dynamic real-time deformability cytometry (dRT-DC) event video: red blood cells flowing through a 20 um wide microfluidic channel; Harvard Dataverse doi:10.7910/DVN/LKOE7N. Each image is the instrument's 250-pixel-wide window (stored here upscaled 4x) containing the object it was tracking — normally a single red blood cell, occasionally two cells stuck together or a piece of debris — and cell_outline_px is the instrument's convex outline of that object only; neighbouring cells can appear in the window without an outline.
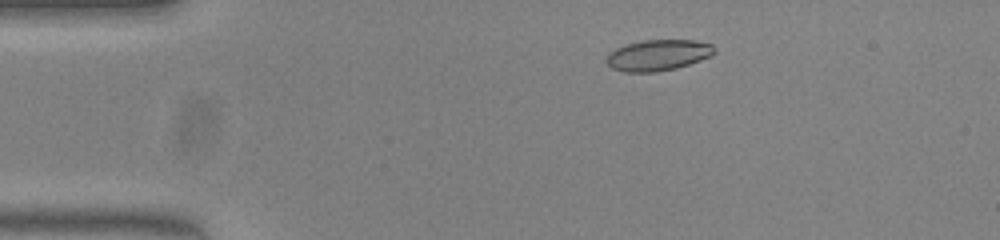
{"species": "common noctule bat (a hibernating species)", "species_latin": "Nyctalus noctula", "temperature_condition": "warm", "stored_images_in_passage": 49, "camera_frame_rate_fps": 3000, "um_per_image_px": 0.085, "animal": {"sex": "female", "body_mass_g": 23.0, "forearm_length_mm": 53.4}, "frame": {"image": 1, "passage_image": 7, "time_ms": 2.0, "image_size_px": [1000, 240], "cell_outline_px": [[716, 52], [700, 60], [676, 68], [652, 72], [624, 72], [612, 68], [604, 60], [608, 52], [624, 44], [644, 40], [696, 40], [712, 44], [716, 48]], "centroid_in_image_um": [55.9, 4.68], "position_along_channel_um": 29.1, "area_um2": 19.59}}
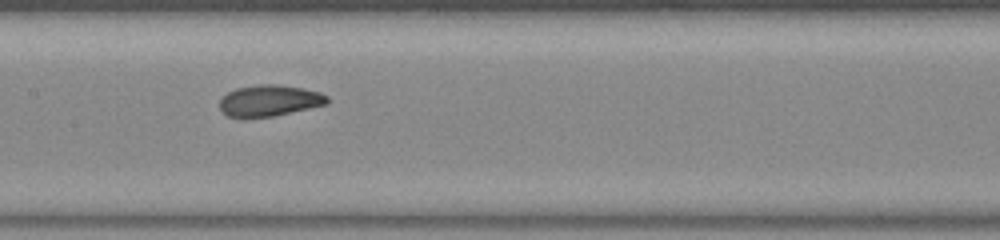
{"frame": {"image": 2, "passage_image": 23, "time_ms": 7.333, "image_size_px": [1000, 240], "cell_outline_px": [[328, 104], [272, 116], [228, 116], [220, 108], [220, 100], [228, 92], [236, 88], [260, 84], [276, 84], [304, 88], [320, 92], [328, 96]], "centroid_in_image_um": [22.94, 8.52], "position_along_channel_um": 184.5, "area_um2": 19.25}}
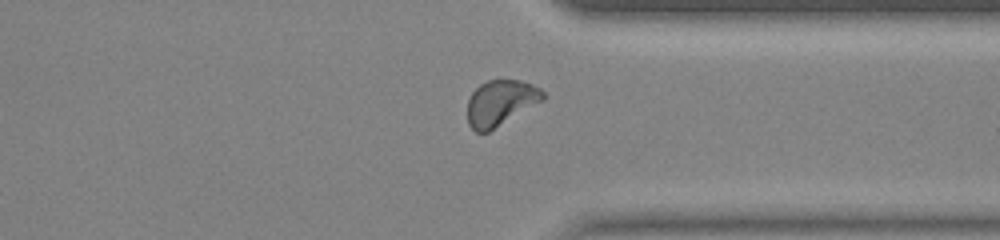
{"frame": {"image": 3, "passage_image": 37, "time_ms": 12.0, "image_size_px": [1000, 240], "cell_outline_px": [[544, 100], [488, 132], [476, 132], [468, 124], [468, 100], [472, 92], [480, 84], [488, 80], [520, 80], [532, 84], [540, 88], [544, 92]], "centroid_in_image_um": [42.55, 8.73], "position_along_channel_um": 368.8, "area_um2": 20.0}, "authors_computed_cell_mechanics": {"area_um2": 19.5942, "velocity_mm_per_s": 3.9873, "shape_relaxation_time_tau1_ms": 3.1136, "shape_relaxation_time_tau2_ms": 1.1135, "deformation_change_tau1": 0.1522, "deformation_change_tau2": 0.0652}}